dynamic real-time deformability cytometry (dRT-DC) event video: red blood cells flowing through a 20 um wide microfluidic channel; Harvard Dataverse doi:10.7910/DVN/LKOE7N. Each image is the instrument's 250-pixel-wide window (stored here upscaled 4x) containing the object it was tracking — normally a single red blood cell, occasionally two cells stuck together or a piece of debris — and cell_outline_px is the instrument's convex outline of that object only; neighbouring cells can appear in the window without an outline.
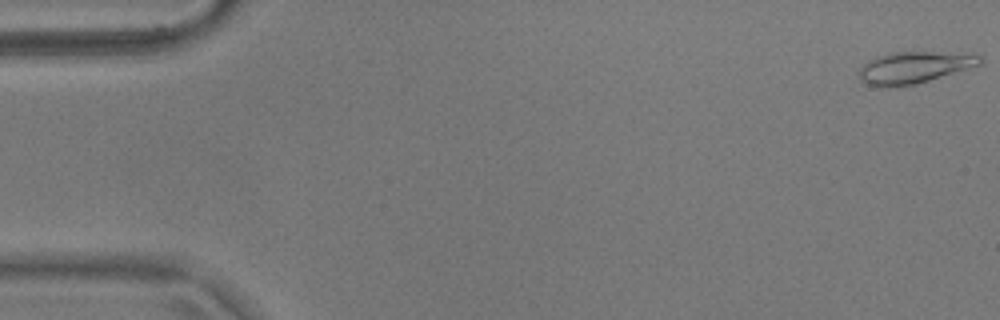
{"species": "common noctule bat (a hibernating species)", "species_latin": "Nyctalus noctula", "temperature_condition": "warm", "stored_images_in_passage": 54, "camera_frame_rate_fps": 3000, "um_per_image_px": 0.085, "animal": {"sex": "male", "body_mass_g": 17.9}, "frame": {"image": 1, "passage_image": 1, "time_ms": 0.0, "image_size_px": [1000, 320], "cell_outline_px": [[984, 60], [980, 64], [916, 84], [896, 88], [880, 88], [868, 84], [860, 80], [860, 68], [868, 60], [876, 56], [888, 52], [932, 52], [984, 56]], "centroid_in_image_um": [77.61, 5.75], "position_along_channel_um": 7.4, "area_um2": 22.25}}
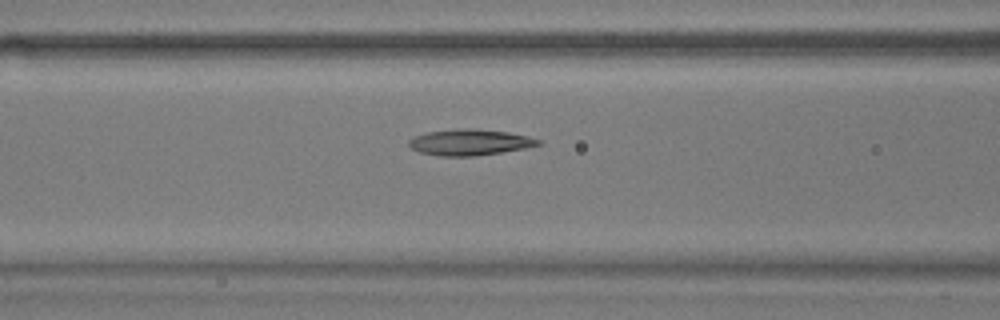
{"frame": {"image": 2, "passage_image": 22, "time_ms": 7.0, "image_size_px": [1000, 320], "cell_outline_px": [[540, 144], [524, 148], [500, 152], [472, 156], [440, 156], [420, 152], [412, 148], [408, 144], [408, 140], [416, 136], [428, 132], [460, 128], [468, 128], [508, 132], [540, 140]], "centroid_in_image_um": [39.88, 12.09], "position_along_channel_um": 126.7, "area_um2": 19.19}}
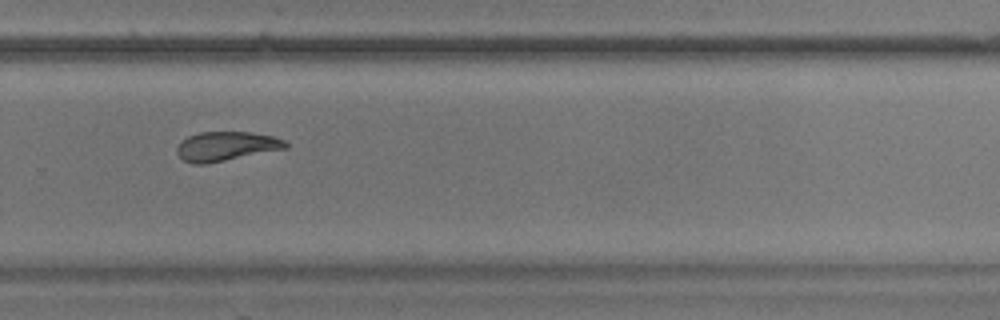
{"frame": {"image": 3, "passage_image": 37, "time_ms": 12.0, "image_size_px": [1000, 320], "cell_outline_px": [[288, 148], [204, 164], [192, 164], [184, 160], [176, 152], [176, 148], [188, 136], [200, 132], [252, 132], [272, 136], [284, 140], [288, 144]], "centroid_in_image_um": [19.23, 12.43], "position_along_channel_um": 310.6, "area_um2": 18.32}, "authors_computed_cell_mechanics": {"area_um2": 20.3456, "velocity_mm_per_s": 3.6868, "shape_relaxation_time_tau1_ms": null, "shape_relaxation_time_tau2_ms": 5.8067, "deformation_change_tau1": null, "deformation_change_tau2": 0.1158}}